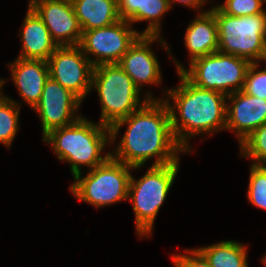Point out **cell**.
Returning <instances> with one entry per match:
<instances>
[{
  "mask_svg": "<svg viewBox=\"0 0 266 267\" xmlns=\"http://www.w3.org/2000/svg\"><path fill=\"white\" fill-rule=\"evenodd\" d=\"M125 124L126 132L111 157L132 166L134 170L154 157L152 165H166L179 162L180 152L186 154L174 137L170 111L163 99H149L129 116L116 121L110 127L111 144Z\"/></svg>",
  "mask_w": 266,
  "mask_h": 267,
  "instance_id": "6da1fadb",
  "label": "cell"
},
{
  "mask_svg": "<svg viewBox=\"0 0 266 267\" xmlns=\"http://www.w3.org/2000/svg\"><path fill=\"white\" fill-rule=\"evenodd\" d=\"M177 73L180 85L164 90L167 98L163 100L170 111L171 127L177 143L186 153H190L189 138L226 130L227 96L199 88L181 72Z\"/></svg>",
  "mask_w": 266,
  "mask_h": 267,
  "instance_id": "7a4b0ae2",
  "label": "cell"
},
{
  "mask_svg": "<svg viewBox=\"0 0 266 267\" xmlns=\"http://www.w3.org/2000/svg\"><path fill=\"white\" fill-rule=\"evenodd\" d=\"M42 140L51 145L60 161L70 164L73 177L82 171L83 165L93 169L111 157V152L101 155L111 144L110 127L83 116L71 125L51 130Z\"/></svg>",
  "mask_w": 266,
  "mask_h": 267,
  "instance_id": "3957f363",
  "label": "cell"
},
{
  "mask_svg": "<svg viewBox=\"0 0 266 267\" xmlns=\"http://www.w3.org/2000/svg\"><path fill=\"white\" fill-rule=\"evenodd\" d=\"M93 88L101 102L99 123L108 127L135 112L149 99H157L148 92L140 101L141 91L118 63L95 66L91 82Z\"/></svg>",
  "mask_w": 266,
  "mask_h": 267,
  "instance_id": "277c9868",
  "label": "cell"
},
{
  "mask_svg": "<svg viewBox=\"0 0 266 267\" xmlns=\"http://www.w3.org/2000/svg\"><path fill=\"white\" fill-rule=\"evenodd\" d=\"M218 29V51L244 58L250 63L266 62V10L241 17L223 13L217 6L210 9Z\"/></svg>",
  "mask_w": 266,
  "mask_h": 267,
  "instance_id": "5b68a950",
  "label": "cell"
},
{
  "mask_svg": "<svg viewBox=\"0 0 266 267\" xmlns=\"http://www.w3.org/2000/svg\"><path fill=\"white\" fill-rule=\"evenodd\" d=\"M179 163L152 165L138 180L131 175L128 200L133 205L140 238L151 236L155 218L178 174Z\"/></svg>",
  "mask_w": 266,
  "mask_h": 267,
  "instance_id": "8992f818",
  "label": "cell"
},
{
  "mask_svg": "<svg viewBox=\"0 0 266 267\" xmlns=\"http://www.w3.org/2000/svg\"><path fill=\"white\" fill-rule=\"evenodd\" d=\"M132 166L110 157L102 165L89 169L87 175L82 172L73 177L70 186L72 194L80 201L97 208L128 200Z\"/></svg>",
  "mask_w": 266,
  "mask_h": 267,
  "instance_id": "52a82bcc",
  "label": "cell"
},
{
  "mask_svg": "<svg viewBox=\"0 0 266 267\" xmlns=\"http://www.w3.org/2000/svg\"><path fill=\"white\" fill-rule=\"evenodd\" d=\"M171 58L177 71L195 86L226 96L243 89L246 71L251 64L244 58L219 51L194 59L189 63V69L176 62L172 55Z\"/></svg>",
  "mask_w": 266,
  "mask_h": 267,
  "instance_id": "ba28073f",
  "label": "cell"
},
{
  "mask_svg": "<svg viewBox=\"0 0 266 267\" xmlns=\"http://www.w3.org/2000/svg\"><path fill=\"white\" fill-rule=\"evenodd\" d=\"M132 28L128 21L121 19L108 27L84 31L79 46L94 67L100 64L118 63L142 35ZM92 55L95 59L91 58Z\"/></svg>",
  "mask_w": 266,
  "mask_h": 267,
  "instance_id": "9c48e42d",
  "label": "cell"
},
{
  "mask_svg": "<svg viewBox=\"0 0 266 267\" xmlns=\"http://www.w3.org/2000/svg\"><path fill=\"white\" fill-rule=\"evenodd\" d=\"M47 63L49 76L81 101L92 90L94 66L79 45L58 46Z\"/></svg>",
  "mask_w": 266,
  "mask_h": 267,
  "instance_id": "30bf717a",
  "label": "cell"
},
{
  "mask_svg": "<svg viewBox=\"0 0 266 267\" xmlns=\"http://www.w3.org/2000/svg\"><path fill=\"white\" fill-rule=\"evenodd\" d=\"M81 102L71 91L49 77L39 103L33 108L41 120L43 137L51 130L71 125L81 118L82 115L77 113Z\"/></svg>",
  "mask_w": 266,
  "mask_h": 267,
  "instance_id": "8fae6325",
  "label": "cell"
},
{
  "mask_svg": "<svg viewBox=\"0 0 266 267\" xmlns=\"http://www.w3.org/2000/svg\"><path fill=\"white\" fill-rule=\"evenodd\" d=\"M28 5L43 20L58 46L79 45L82 31L71 1L34 0Z\"/></svg>",
  "mask_w": 266,
  "mask_h": 267,
  "instance_id": "7c38bea8",
  "label": "cell"
},
{
  "mask_svg": "<svg viewBox=\"0 0 266 267\" xmlns=\"http://www.w3.org/2000/svg\"><path fill=\"white\" fill-rule=\"evenodd\" d=\"M161 35H141L123 55L118 65L132 78L141 90L144 84L158 85L162 82L161 69L156 55L151 50V43L159 41L165 50L171 53Z\"/></svg>",
  "mask_w": 266,
  "mask_h": 267,
  "instance_id": "4fadbf2b",
  "label": "cell"
},
{
  "mask_svg": "<svg viewBox=\"0 0 266 267\" xmlns=\"http://www.w3.org/2000/svg\"><path fill=\"white\" fill-rule=\"evenodd\" d=\"M226 129L235 132L239 144L266 123V100L238 91L227 96Z\"/></svg>",
  "mask_w": 266,
  "mask_h": 267,
  "instance_id": "5bb4252c",
  "label": "cell"
},
{
  "mask_svg": "<svg viewBox=\"0 0 266 267\" xmlns=\"http://www.w3.org/2000/svg\"><path fill=\"white\" fill-rule=\"evenodd\" d=\"M11 76L21 98L34 108L40 101L49 76L47 61L16 58L8 64Z\"/></svg>",
  "mask_w": 266,
  "mask_h": 267,
  "instance_id": "9a60e30c",
  "label": "cell"
},
{
  "mask_svg": "<svg viewBox=\"0 0 266 267\" xmlns=\"http://www.w3.org/2000/svg\"><path fill=\"white\" fill-rule=\"evenodd\" d=\"M21 29L22 49L18 58L47 61L58 45L43 20L29 5Z\"/></svg>",
  "mask_w": 266,
  "mask_h": 267,
  "instance_id": "2e32d148",
  "label": "cell"
},
{
  "mask_svg": "<svg viewBox=\"0 0 266 267\" xmlns=\"http://www.w3.org/2000/svg\"><path fill=\"white\" fill-rule=\"evenodd\" d=\"M184 41L190 55L189 63L194 59L218 51L217 23L215 15L210 9L198 12L197 17L186 28Z\"/></svg>",
  "mask_w": 266,
  "mask_h": 267,
  "instance_id": "e0dca14e",
  "label": "cell"
},
{
  "mask_svg": "<svg viewBox=\"0 0 266 267\" xmlns=\"http://www.w3.org/2000/svg\"><path fill=\"white\" fill-rule=\"evenodd\" d=\"M168 0H117L120 19L131 25L137 22H149L142 35H161V19L169 11Z\"/></svg>",
  "mask_w": 266,
  "mask_h": 267,
  "instance_id": "ac0fdd59",
  "label": "cell"
},
{
  "mask_svg": "<svg viewBox=\"0 0 266 267\" xmlns=\"http://www.w3.org/2000/svg\"><path fill=\"white\" fill-rule=\"evenodd\" d=\"M81 31L111 26L120 19L117 0H72Z\"/></svg>",
  "mask_w": 266,
  "mask_h": 267,
  "instance_id": "d6986e66",
  "label": "cell"
},
{
  "mask_svg": "<svg viewBox=\"0 0 266 267\" xmlns=\"http://www.w3.org/2000/svg\"><path fill=\"white\" fill-rule=\"evenodd\" d=\"M211 267H248L247 247L234 240L196 248Z\"/></svg>",
  "mask_w": 266,
  "mask_h": 267,
  "instance_id": "ffe728a7",
  "label": "cell"
},
{
  "mask_svg": "<svg viewBox=\"0 0 266 267\" xmlns=\"http://www.w3.org/2000/svg\"><path fill=\"white\" fill-rule=\"evenodd\" d=\"M21 103L6 95L0 100V143L6 147L12 145L19 128Z\"/></svg>",
  "mask_w": 266,
  "mask_h": 267,
  "instance_id": "44dd1931",
  "label": "cell"
},
{
  "mask_svg": "<svg viewBox=\"0 0 266 267\" xmlns=\"http://www.w3.org/2000/svg\"><path fill=\"white\" fill-rule=\"evenodd\" d=\"M240 153L255 165H266V123L255 129L240 144Z\"/></svg>",
  "mask_w": 266,
  "mask_h": 267,
  "instance_id": "7402d4cb",
  "label": "cell"
},
{
  "mask_svg": "<svg viewBox=\"0 0 266 267\" xmlns=\"http://www.w3.org/2000/svg\"><path fill=\"white\" fill-rule=\"evenodd\" d=\"M248 185V201L266 210V165L251 164Z\"/></svg>",
  "mask_w": 266,
  "mask_h": 267,
  "instance_id": "603a6c76",
  "label": "cell"
},
{
  "mask_svg": "<svg viewBox=\"0 0 266 267\" xmlns=\"http://www.w3.org/2000/svg\"><path fill=\"white\" fill-rule=\"evenodd\" d=\"M259 66V62L249 65L242 91L250 96L266 100V67L263 70H258Z\"/></svg>",
  "mask_w": 266,
  "mask_h": 267,
  "instance_id": "cb8c5ba5",
  "label": "cell"
},
{
  "mask_svg": "<svg viewBox=\"0 0 266 267\" xmlns=\"http://www.w3.org/2000/svg\"><path fill=\"white\" fill-rule=\"evenodd\" d=\"M217 7L225 14L235 17L261 14L265 11L260 0H225Z\"/></svg>",
  "mask_w": 266,
  "mask_h": 267,
  "instance_id": "d4e9b609",
  "label": "cell"
},
{
  "mask_svg": "<svg viewBox=\"0 0 266 267\" xmlns=\"http://www.w3.org/2000/svg\"><path fill=\"white\" fill-rule=\"evenodd\" d=\"M187 254H172L175 267H211L205 257L195 248L186 249Z\"/></svg>",
  "mask_w": 266,
  "mask_h": 267,
  "instance_id": "484cf974",
  "label": "cell"
},
{
  "mask_svg": "<svg viewBox=\"0 0 266 267\" xmlns=\"http://www.w3.org/2000/svg\"><path fill=\"white\" fill-rule=\"evenodd\" d=\"M170 8L172 7V3H181L184 6L186 5L187 7H193L192 9H200L203 4H205L206 0H168Z\"/></svg>",
  "mask_w": 266,
  "mask_h": 267,
  "instance_id": "4316f807",
  "label": "cell"
},
{
  "mask_svg": "<svg viewBox=\"0 0 266 267\" xmlns=\"http://www.w3.org/2000/svg\"><path fill=\"white\" fill-rule=\"evenodd\" d=\"M6 80L2 78H0V100L4 97V94L2 92V87H3V84H5Z\"/></svg>",
  "mask_w": 266,
  "mask_h": 267,
  "instance_id": "83f0119b",
  "label": "cell"
},
{
  "mask_svg": "<svg viewBox=\"0 0 266 267\" xmlns=\"http://www.w3.org/2000/svg\"><path fill=\"white\" fill-rule=\"evenodd\" d=\"M261 261L264 263V266L266 267V254L261 258Z\"/></svg>",
  "mask_w": 266,
  "mask_h": 267,
  "instance_id": "f1b7e54d",
  "label": "cell"
},
{
  "mask_svg": "<svg viewBox=\"0 0 266 267\" xmlns=\"http://www.w3.org/2000/svg\"><path fill=\"white\" fill-rule=\"evenodd\" d=\"M261 1V4L263 6V3H266V0H260Z\"/></svg>",
  "mask_w": 266,
  "mask_h": 267,
  "instance_id": "f546056e",
  "label": "cell"
}]
</instances>
